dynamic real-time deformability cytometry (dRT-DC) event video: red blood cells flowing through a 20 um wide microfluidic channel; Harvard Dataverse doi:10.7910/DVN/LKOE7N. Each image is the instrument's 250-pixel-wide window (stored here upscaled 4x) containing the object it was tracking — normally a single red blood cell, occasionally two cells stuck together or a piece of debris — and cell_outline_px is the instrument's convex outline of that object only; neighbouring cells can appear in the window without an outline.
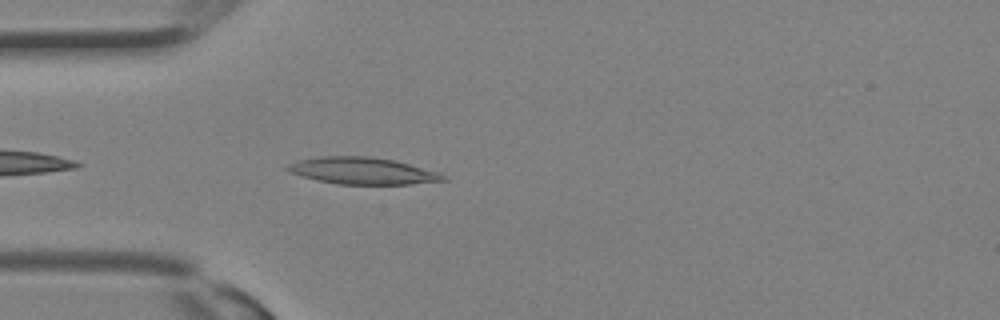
{"species": "Egyptian fruit bat (a non-hibernating species)", "species_latin": "Rousettus aegyptiacus", "temperature_condition": "room temperature", "stored_images_in_passage": 15, "camera_frame_rate_fps": 3000, "um_per_image_px": 0.085, "animal": {"sex": "female"}, "frame": {"image": 1, "passage_image": 3, "time_ms": 0.667, "image_size_px": [1000, 320], "cell_outline_px": [[448, 180], [412, 184], [336, 184], [300, 176], [288, 172], [284, 168], [288, 164], [300, 160], [320, 156], [368, 156], [396, 160], [440, 172], [448, 176]], "centroid_in_image_um": [30.85, 14.52], "position_along_channel_um": 54.2, "area_um2": 24.62}}
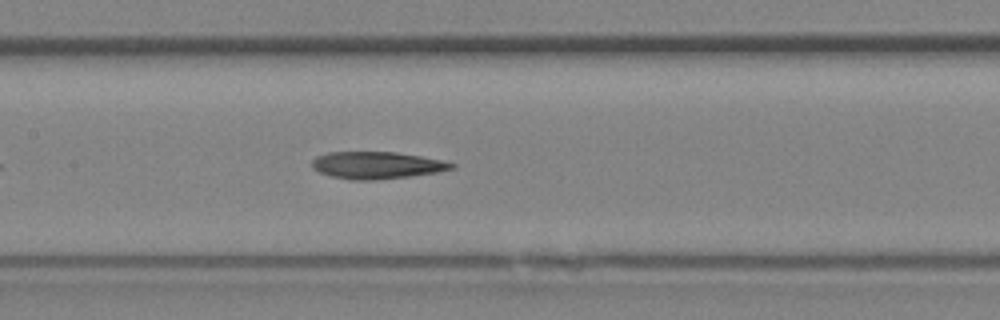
{"frame": {"image": 2, "passage_image": 9, "time_ms": 2.667, "image_size_px": [1000, 320], "cell_outline_px": [[456, 168], [436, 172], [408, 176], [376, 180], [352, 180], [332, 176], [320, 172], [312, 168], [312, 160], [316, 156], [328, 152], [396, 152], [420, 156], [440, 160], [456, 164]], "centroid_in_image_um": [32.01, 14.04], "position_along_channel_um": 175.4, "area_um2": 21.91}}
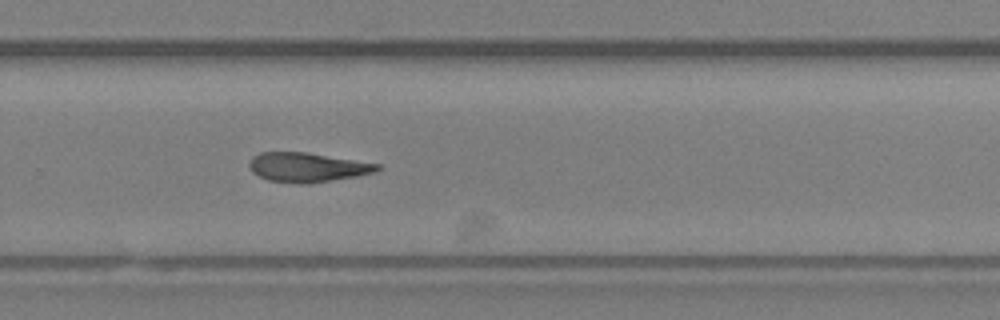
{"frame": {"image": 3, "passage_image": 15, "time_ms": 4.667, "image_size_px": [1000, 320], "cell_outline_px": [[380, 168], [372, 172], [356, 176], [308, 184], [300, 184], [268, 180], [252, 172], [248, 164], [252, 156], [260, 152], [304, 152], [380, 164]], "centroid_in_image_um": [26.06, 14.22], "position_along_channel_um": 303.7, "area_um2": 21.68}}